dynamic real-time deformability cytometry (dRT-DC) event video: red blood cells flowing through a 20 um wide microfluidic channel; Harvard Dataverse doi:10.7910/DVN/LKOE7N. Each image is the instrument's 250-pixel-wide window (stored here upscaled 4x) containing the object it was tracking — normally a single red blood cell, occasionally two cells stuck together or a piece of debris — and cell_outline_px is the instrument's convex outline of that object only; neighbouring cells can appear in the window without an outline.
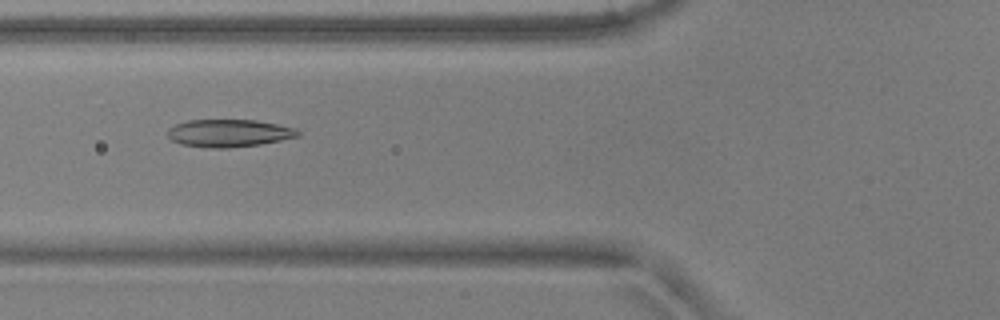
{"species": "common noctule bat (a hibernating species)", "species_latin": "Nyctalus noctula", "temperature_condition": "warm", "stored_images_in_passage": 7, "camera_frame_rate_fps": 3000, "um_per_image_px": 0.085, "animal": {"sex": "male", "body_mass_g": 17.9, "forearm_length_mm": 54.2}, "frame": {"image": 1, "passage_image": 5, "time_ms": 1.333, "image_size_px": [1000, 320], "cell_outline_px": [[300, 136], [260, 144], [228, 148], [212, 148], [180, 144], [172, 140], [168, 136], [168, 128], [176, 124], [188, 120], [256, 120], [296, 128], [300, 132]], "centroid_in_image_um": [19.46, 11.31], "position_along_channel_um": 106.3, "area_um2": 20.87}}
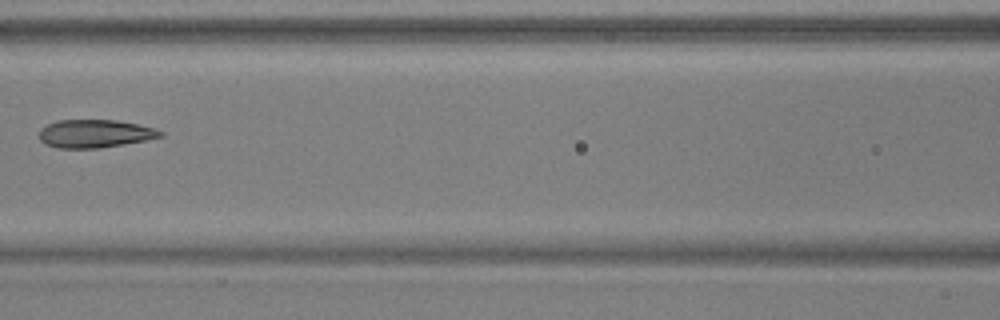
{"frame": {"image": 2, "passage_image": 6, "time_ms": 1.667, "image_size_px": [1000, 320], "cell_outline_px": [[164, 136], [148, 140], [100, 148], [60, 148], [44, 144], [40, 140], [40, 128], [56, 120], [116, 120], [136, 124], [152, 128], [164, 132]], "centroid_in_image_um": [8.06, 11.36], "position_along_channel_um": 158.5, "area_um2": 19.83}}
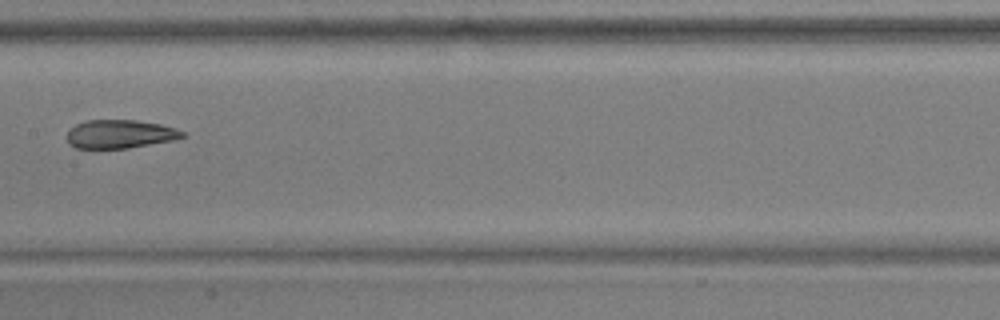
{"frame": {"image": 3, "passage_image": 7, "time_ms": 2.0, "image_size_px": [1000, 320], "cell_outline_px": [[184, 136], [176, 140], [128, 148], [76, 148], [68, 144], [68, 128], [76, 124], [88, 120], [136, 120], [160, 124], [176, 128], [184, 132]], "centroid_in_image_um": [10.2, 11.39], "position_along_channel_um": 197.2, "area_um2": 19.25}}